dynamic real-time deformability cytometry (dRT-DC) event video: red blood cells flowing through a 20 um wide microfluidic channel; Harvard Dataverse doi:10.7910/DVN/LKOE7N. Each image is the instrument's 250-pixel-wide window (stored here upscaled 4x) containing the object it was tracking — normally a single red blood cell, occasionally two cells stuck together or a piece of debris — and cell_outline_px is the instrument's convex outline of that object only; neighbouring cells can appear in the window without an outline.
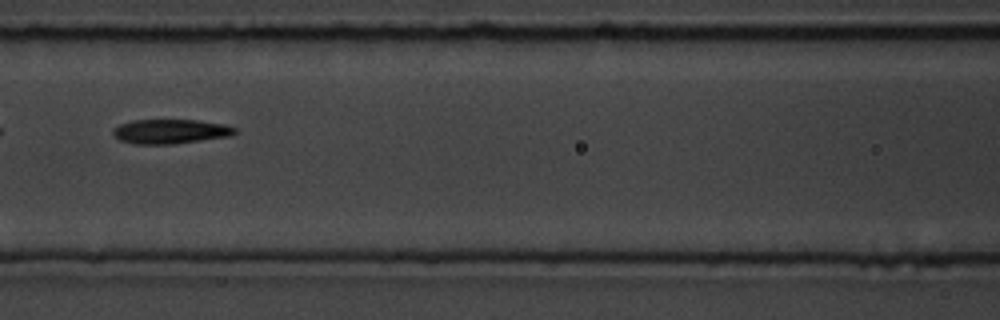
{"species": "common noctule bat (a hibernating species)", "species_latin": "Nyctalus noctula", "temperature_condition": "room temperature", "stored_images_in_passage": 12, "camera_frame_rate_fps": 3000, "um_per_image_px": 0.085, "animal": {"sex": "male", "body_mass_g": 19.5, "forearm_length_mm": 54.6}, "frame": {"image": 1, "passage_image": 3, "time_ms": 2.333, "image_size_px": [1000, 320], "cell_outline_px": [[236, 132], [232, 136], [172, 144], [136, 144], [120, 140], [112, 136], [112, 128], [120, 124], [132, 120], [200, 120], [224, 124], [236, 128]], "centroid_in_image_um": [14.47, 11.17], "position_along_channel_um": 152.1, "area_um2": 17.51}}
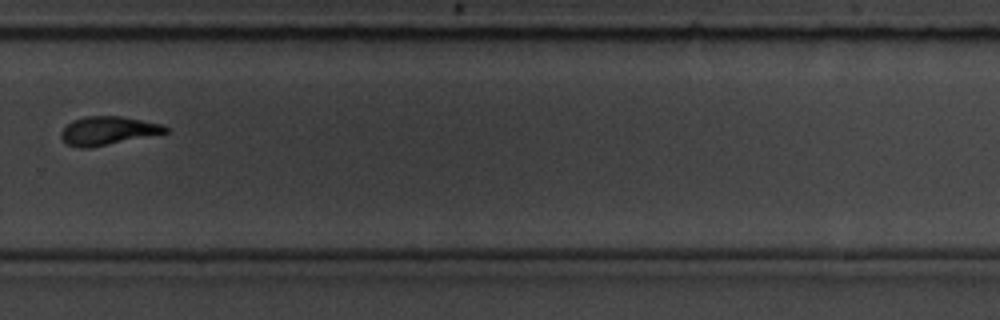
{"frame": {"image": 2, "passage_image": 7, "time_ms": 7.0, "image_size_px": [1000, 320], "cell_outline_px": [[168, 132], [88, 148], [80, 148], [68, 144], [60, 136], [60, 132], [72, 120], [84, 116], [120, 116], [164, 124], [168, 128]], "centroid_in_image_um": [9.16, 11.09], "position_along_channel_um": 320.6, "area_um2": 17.11}}
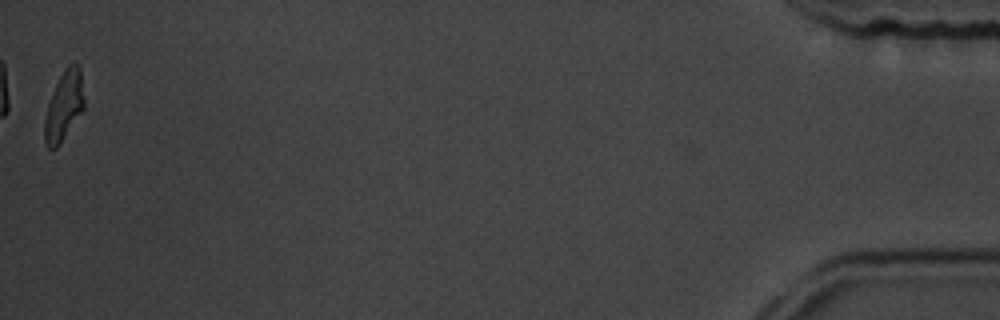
{"frame": {"image": 3, "passage_image": 12, "time_ms": 12.667, "image_size_px": [1000, 320], "cell_outline_px": [[84, 112], [56, 148], [48, 148], [44, 144], [44, 120], [48, 104], [52, 92], [64, 68], [68, 64], [76, 64], [80, 68], [84, 96]], "centroid_in_image_um": [5.45, 9.03], "position_along_channel_um": 429.8, "area_um2": 16.18}, "authors_computed_cell_mechanics": {"area_um2": 17.4556, "velocity_mm_per_s": 3.6242, "shape_relaxation_time_tau1_ms": 4.2562, "shape_relaxation_time_tau2_ms": 5.088, "deformation_change_tau1": 0.142, "deformation_change_tau2": 0.1268}}